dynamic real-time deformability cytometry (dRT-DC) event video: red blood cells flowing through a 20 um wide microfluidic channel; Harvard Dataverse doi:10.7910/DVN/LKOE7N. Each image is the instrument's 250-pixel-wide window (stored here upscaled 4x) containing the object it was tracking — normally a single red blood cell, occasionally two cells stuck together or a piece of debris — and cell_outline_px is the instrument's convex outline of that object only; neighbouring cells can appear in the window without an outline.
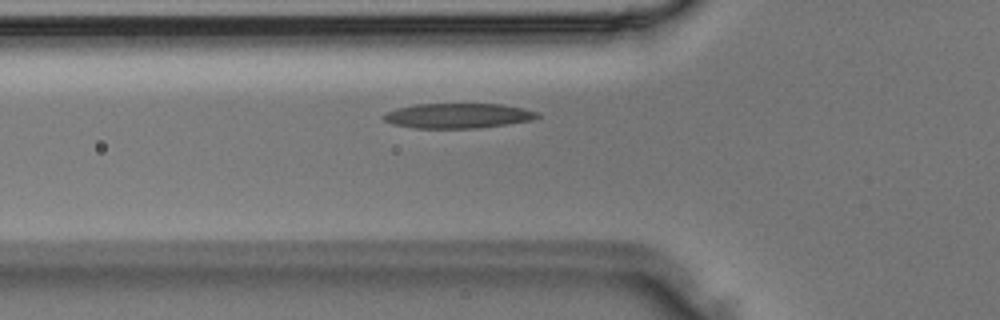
{"species": "Egyptian fruit bat (a non-hibernating species)", "species_latin": "Rousettus aegyptiacus", "temperature_condition": "room temperature", "stored_images_in_passage": 5, "camera_frame_rate_fps": 3000, "um_per_image_px": 0.085, "animal": {"sex": "male"}, "frame": {"image": 1, "passage_image": 5, "time_ms": 1.333, "image_size_px": [1000, 320], "cell_outline_px": [[540, 116], [532, 120], [508, 124], [480, 128], [412, 128], [392, 124], [384, 120], [380, 116], [384, 112], [396, 108], [416, 104], [504, 104], [524, 108], [540, 112]], "centroid_in_image_um": [38.92, 9.83], "position_along_channel_um": 86.9, "area_um2": 22.72}}